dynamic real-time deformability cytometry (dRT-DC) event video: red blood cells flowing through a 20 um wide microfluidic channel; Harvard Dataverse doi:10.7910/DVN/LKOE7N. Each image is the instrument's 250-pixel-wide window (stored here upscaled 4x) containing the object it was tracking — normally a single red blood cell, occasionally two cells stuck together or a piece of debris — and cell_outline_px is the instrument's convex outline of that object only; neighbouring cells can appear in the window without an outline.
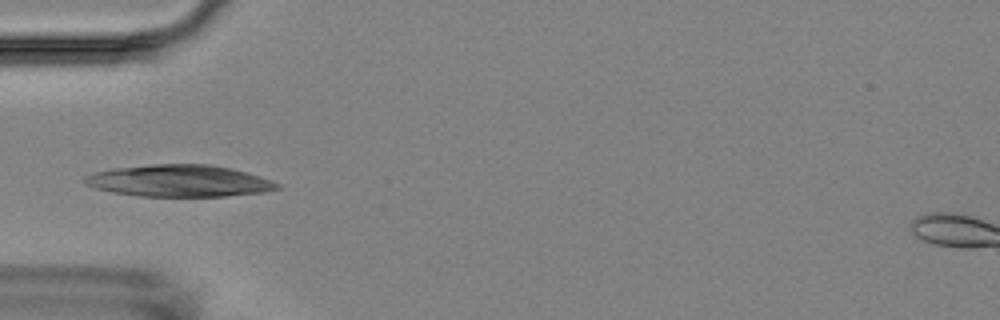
{"species": "Egyptian fruit bat (a non-hibernating species)", "species_latin": "Rousettus aegyptiacus", "temperature_condition": "room temperature", "stored_images_in_passage": 7, "camera_frame_rate_fps": 3000, "um_per_image_px": 0.085, "animal": {"sex": "female"}, "frame": {"image": 1, "passage_image": 5, "time_ms": 5.333, "image_size_px": [1000, 320], "cell_outline_px": [[280, 188], [264, 192], [224, 196], [136, 196], [112, 192], [96, 188], [84, 184], [80, 180], [84, 176], [96, 172], [112, 168], [152, 164], [212, 164], [244, 172], [272, 180], [280, 184]], "centroid_in_image_um": [15.17, 15.37], "position_along_channel_um": 69.8, "area_um2": 35.72}}